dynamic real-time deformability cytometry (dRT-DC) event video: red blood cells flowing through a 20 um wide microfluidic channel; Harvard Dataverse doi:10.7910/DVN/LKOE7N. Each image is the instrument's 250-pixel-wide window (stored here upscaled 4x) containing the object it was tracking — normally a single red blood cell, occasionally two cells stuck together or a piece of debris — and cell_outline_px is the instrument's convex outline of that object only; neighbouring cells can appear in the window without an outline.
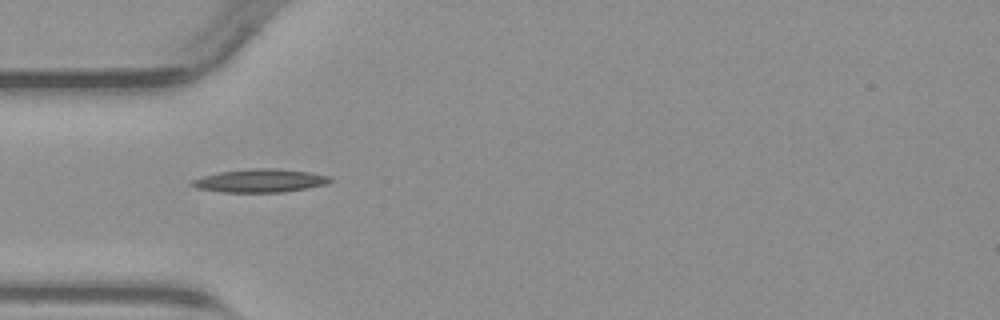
{"species": "common noctule bat (a hibernating species)", "species_latin": "Nyctalus noctula", "temperature_condition": "warm", "stored_images_in_passage": 33, "camera_frame_rate_fps": 3000, "um_per_image_px": 0.085, "animal": {"sex": "male", "body_mass_g": 23.1, "forearm_length_mm": 52.7}, "frame": {"image": 1, "passage_image": 1, "time_ms": 0.0, "image_size_px": [1000, 320], "cell_outline_px": [[336, 180], [328, 184], [308, 188], [284, 192], [220, 192], [196, 188], [188, 184], [192, 180], [204, 176], [220, 172], [252, 168], [276, 168], [312, 172], [332, 176]], "centroid_in_image_um": [22.19, 15.35], "position_along_channel_um": 62.8, "area_um2": 19.07}}
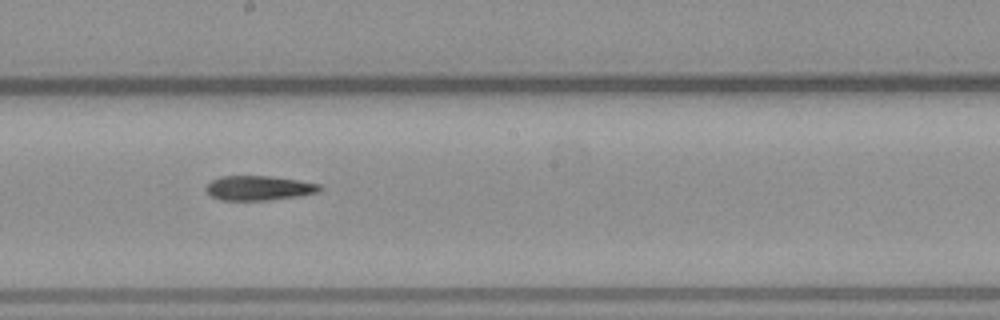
{"frame": {"image": 2, "passage_image": 13, "time_ms": 4.0, "image_size_px": [1000, 320], "cell_outline_px": [[324, 188], [320, 192], [296, 196], [268, 200], [220, 200], [212, 196], [204, 188], [212, 180], [220, 176], [268, 176], [296, 180], [320, 184]], "centroid_in_image_um": [22.01, 15.98], "position_along_channel_um": 226.2, "area_um2": 16.18}}
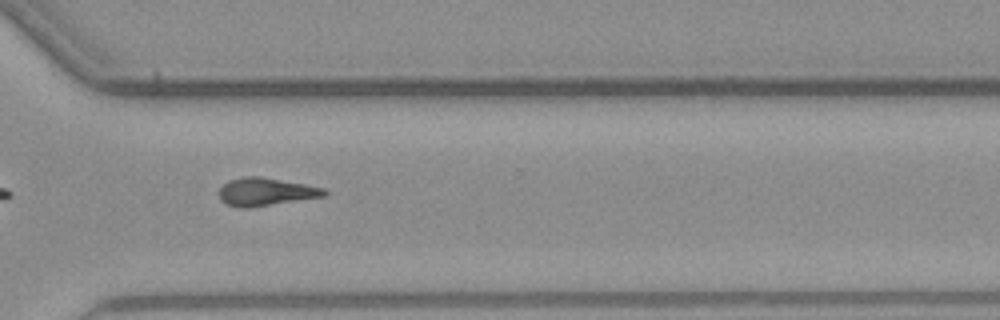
{"frame": {"image": 3, "passage_image": 22, "time_ms": 7.0, "image_size_px": [1000, 320], "cell_outline_px": [[328, 192], [324, 196], [248, 208], [240, 208], [224, 204], [220, 200], [220, 188], [228, 180], [244, 176], [260, 176], [304, 184], [324, 188]], "centroid_in_image_um": [22.54, 16.3], "position_along_channel_um": 348.1, "area_um2": 17.05}}